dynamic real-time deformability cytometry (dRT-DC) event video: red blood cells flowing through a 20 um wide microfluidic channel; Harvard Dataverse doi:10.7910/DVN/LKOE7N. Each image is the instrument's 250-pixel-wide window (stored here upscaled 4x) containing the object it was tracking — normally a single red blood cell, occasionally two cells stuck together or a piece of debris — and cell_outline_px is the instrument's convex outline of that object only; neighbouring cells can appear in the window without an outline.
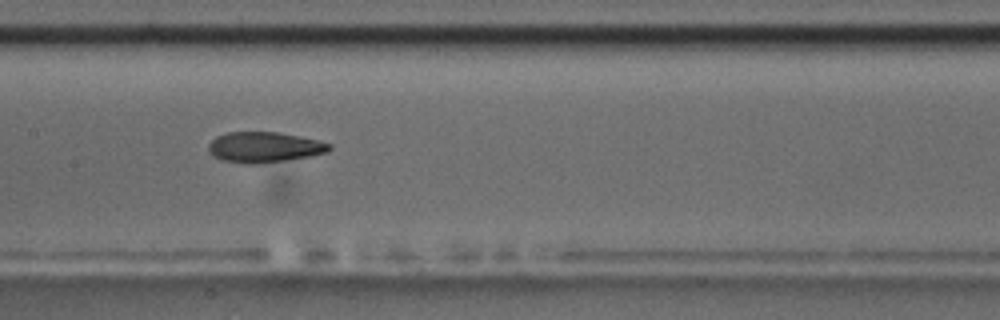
{"species": "common noctule bat (a hibernating species)", "species_latin": "Nyctalus noctula", "temperature_condition": "room temperature", "stored_images_in_passage": 7, "camera_frame_rate_fps": 3000, "um_per_image_px": 0.085, "animal": {"sex": "male", "body_mass_g": 17.5, "forearm_length_mm": 52.3}, "frame": {"image": 1, "passage_image": 4, "time_ms": 3.333, "image_size_px": [1000, 320], "cell_outline_px": [[332, 148], [328, 152], [308, 156], [284, 160], [256, 164], [248, 164], [220, 160], [212, 156], [208, 148], [208, 144], [216, 136], [228, 132], [276, 132], [316, 140], [332, 144]], "centroid_in_image_um": [22.42, 12.51], "position_along_channel_um": 185.0, "area_um2": 21.33}}